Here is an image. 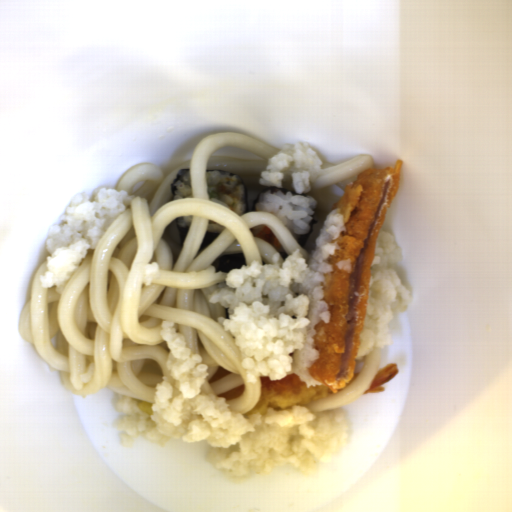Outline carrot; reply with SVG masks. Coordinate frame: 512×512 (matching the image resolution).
<instances>
[{
    "label": "carrot",
    "instance_id": "1",
    "mask_svg": "<svg viewBox=\"0 0 512 512\" xmlns=\"http://www.w3.org/2000/svg\"><path fill=\"white\" fill-rule=\"evenodd\" d=\"M256 238L262 239L266 243L273 247L280 246V242L276 234L268 227H261L260 230L255 234Z\"/></svg>",
    "mask_w": 512,
    "mask_h": 512
}]
</instances>
